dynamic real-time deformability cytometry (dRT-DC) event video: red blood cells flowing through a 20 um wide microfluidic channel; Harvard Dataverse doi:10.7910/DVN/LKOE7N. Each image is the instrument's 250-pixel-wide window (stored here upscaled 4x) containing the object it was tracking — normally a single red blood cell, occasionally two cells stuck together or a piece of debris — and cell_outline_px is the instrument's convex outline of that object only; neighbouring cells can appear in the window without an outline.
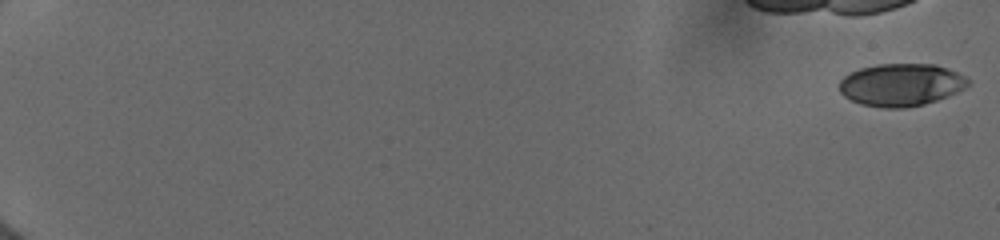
{"species": "human", "species_latin": "Homo sapiens", "temperature_condition": "cold", "stored_images_in_passage": 19, "camera_frame_rate_fps": 3000, "um_per_image_px": 0.085, "donor": {"sex": "female"}, "frame": {"image": 1, "passage_image": 1, "time_ms": 0.0, "image_size_px": [1000, 240], "cell_outline_px": [[972, 84], [948, 96], [924, 104], [904, 108], [884, 108], [860, 104], [844, 96], [840, 92], [840, 80], [844, 76], [860, 68], [876, 64], [936, 64], [948, 68], [972, 80]], "centroid_in_image_um": [76.62, 7.2], "position_along_channel_um": 8.4, "area_um2": 32.02}}
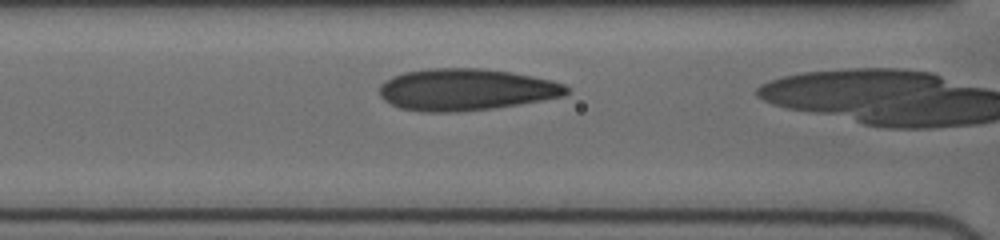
{"frame": {"image": 2, "passage_image": 18, "time_ms": 7.667, "image_size_px": [1000, 240], "cell_outline_px": [[568, 92], [564, 96], [520, 104], [492, 108], [456, 112], [424, 112], [400, 108], [384, 100], [380, 96], [380, 84], [384, 80], [392, 76], [404, 72], [428, 68], [480, 68], [512, 72], [552, 80], [564, 84], [568, 88]], "centroid_in_image_um": [39.58, 7.61], "position_along_channel_um": 127.0, "area_um2": 45.66}}